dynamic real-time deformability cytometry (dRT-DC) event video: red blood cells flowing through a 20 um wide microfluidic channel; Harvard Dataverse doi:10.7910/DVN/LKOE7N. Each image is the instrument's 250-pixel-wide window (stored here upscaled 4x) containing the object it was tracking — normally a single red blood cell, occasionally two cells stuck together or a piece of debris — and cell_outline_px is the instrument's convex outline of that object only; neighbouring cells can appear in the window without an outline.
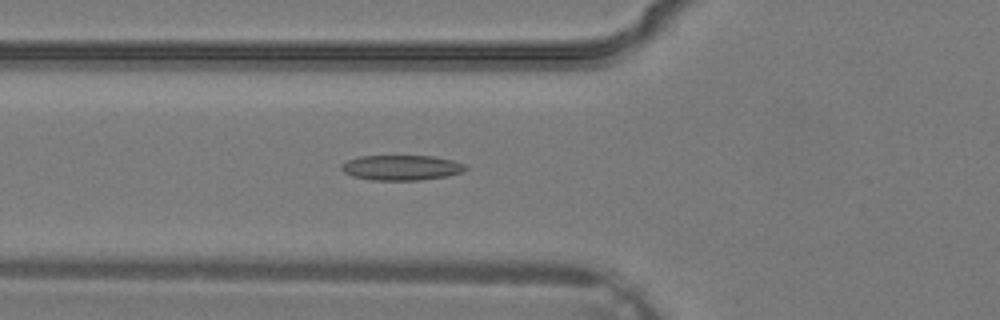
{"species": "common noctule bat (a hibernating species)", "species_latin": "Nyctalus noctula", "temperature_condition": "warm", "stored_images_in_passage": 37, "segment_of_instrument_passage": [1, 2], "camera_frame_rate_fps": 3000, "um_per_image_px": 0.085, "animal": {"sex": "male", "body_mass_g": 19.2, "forearm_length_mm": 51.8}, "frame": {"image": 1, "passage_image": 13, "time_ms": 4.0, "image_size_px": [1000, 320], "cell_outline_px": [[468, 168], [464, 172], [448, 176], [420, 180], [372, 180], [352, 176], [344, 172], [340, 168], [340, 164], [348, 160], [360, 156], [432, 156], [452, 160], [464, 164]], "centroid_in_image_um": [34.12, 14.25], "position_along_channel_um": 91.7, "area_um2": 18.26}}
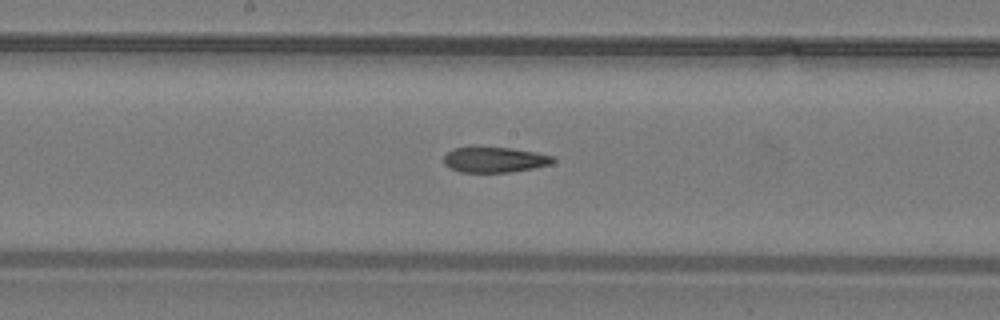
{"frame": {"image": 2, "passage_image": 19, "time_ms": 6.0, "image_size_px": [1000, 320], "cell_outline_px": [[556, 160], [552, 164], [532, 168], [508, 172], [460, 172], [448, 168], [444, 164], [444, 156], [452, 148], [472, 144], [512, 148], [536, 152], [556, 156]], "centroid_in_image_um": [42.0, 13.53], "position_along_channel_um": 206.2, "area_um2": 16.99}}
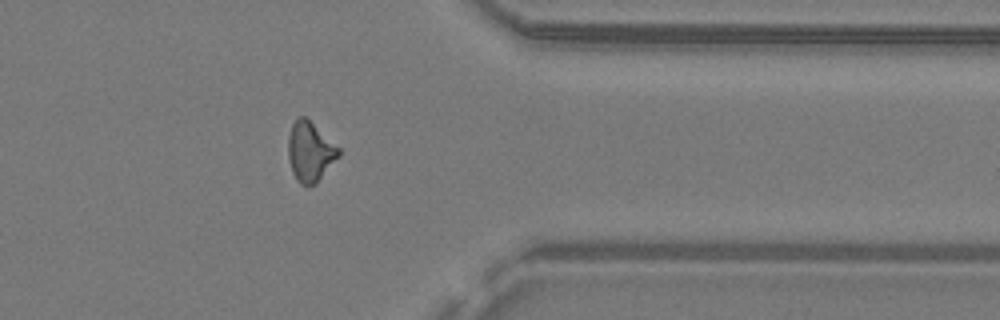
{"frame": {"image": 3, "passage_image": 29, "time_ms": 9.333, "image_size_px": [1000, 320], "cell_outline_px": [[340, 156], [316, 184], [300, 184], [296, 180], [292, 172], [288, 156], [288, 136], [292, 124], [300, 116], [304, 116], [340, 148]], "centroid_in_image_um": [26.36, 12.91], "position_along_channel_um": 385.0, "area_um2": 17.46}}